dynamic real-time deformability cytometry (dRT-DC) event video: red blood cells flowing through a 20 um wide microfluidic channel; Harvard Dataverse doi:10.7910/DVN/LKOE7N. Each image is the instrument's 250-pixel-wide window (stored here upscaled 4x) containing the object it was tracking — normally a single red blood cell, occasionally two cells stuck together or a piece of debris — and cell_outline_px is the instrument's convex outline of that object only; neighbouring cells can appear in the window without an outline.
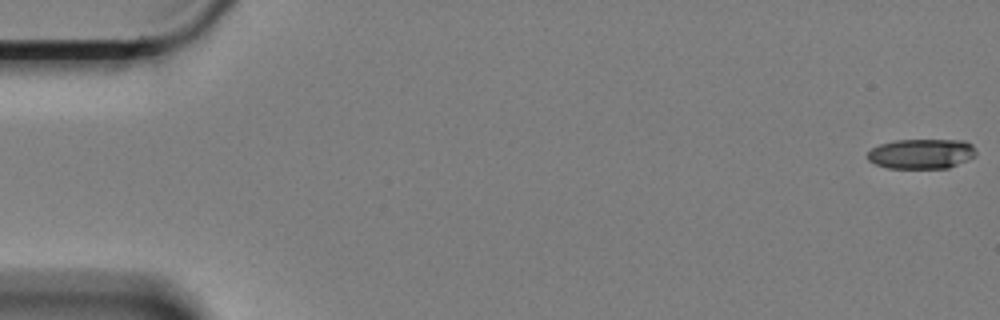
{"species": "Egyptian fruit bat (a non-hibernating species)", "species_latin": "Rousettus aegyptiacus", "temperature_condition": "cold", "stored_images_in_passage": 6, "camera_frame_rate_fps": 3000, "um_per_image_px": 0.085, "animal": {"sex": "female"}, "frame": {"image": 1, "passage_image": 1, "time_ms": 0.0, "image_size_px": [1000, 320], "cell_outline_px": [[976, 156], [968, 160], [948, 168], [888, 168], [876, 164], [868, 160], [868, 152], [872, 148], [880, 144], [896, 140], [964, 140], [972, 144], [976, 152]], "centroid_in_image_um": [78.35, 13.07], "position_along_channel_um": 6.7, "area_um2": 18.96}}